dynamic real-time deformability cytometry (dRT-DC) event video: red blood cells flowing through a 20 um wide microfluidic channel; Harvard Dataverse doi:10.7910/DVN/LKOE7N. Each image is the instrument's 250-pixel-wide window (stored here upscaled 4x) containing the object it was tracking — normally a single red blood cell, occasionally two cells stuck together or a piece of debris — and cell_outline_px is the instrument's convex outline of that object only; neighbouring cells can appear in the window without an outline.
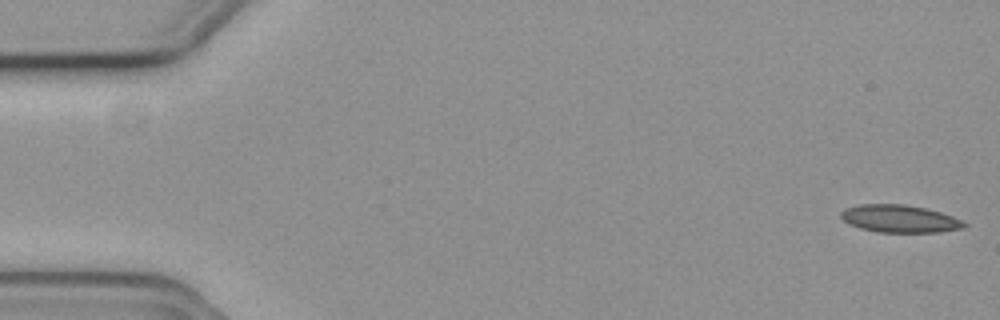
{"species": "common noctule bat (a hibernating species)", "species_latin": "Nyctalus noctula", "temperature_condition": "cold", "stored_images_in_passage": 18, "camera_frame_rate_fps": 3000, "um_per_image_px": 0.085, "animal": {"sex": "female", "body_mass_g": 19.3, "forearm_length_mm": 54.1}, "frame": {"image": 1, "passage_image": 1, "time_ms": 0.0, "image_size_px": [1000, 320], "cell_outline_px": [[968, 224], [964, 228], [936, 232], [880, 232], [860, 228], [844, 220], [840, 216], [840, 212], [848, 208], [860, 204], [904, 204], [924, 208], [940, 212], [952, 216]], "centroid_in_image_um": [76.48, 18.59], "position_along_channel_um": 8.5, "area_um2": 19.48}}